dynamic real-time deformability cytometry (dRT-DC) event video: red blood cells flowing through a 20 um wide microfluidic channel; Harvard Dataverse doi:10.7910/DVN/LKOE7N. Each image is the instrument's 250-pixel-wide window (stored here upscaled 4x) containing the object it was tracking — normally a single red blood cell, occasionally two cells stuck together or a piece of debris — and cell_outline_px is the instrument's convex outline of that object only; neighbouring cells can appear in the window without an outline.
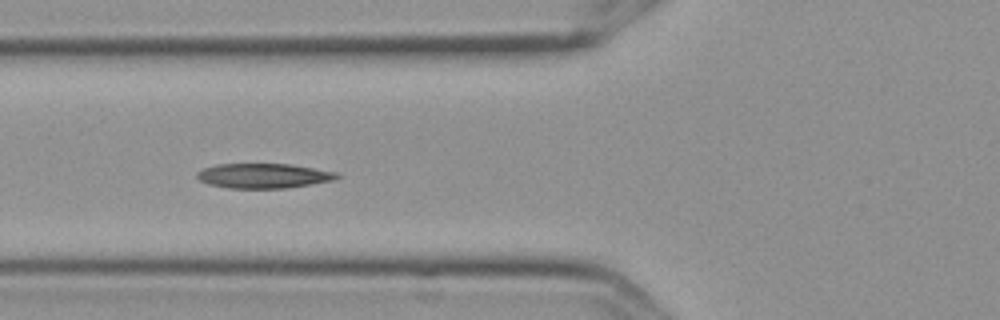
{"species": "Egyptian fruit bat (a non-hibernating species)", "species_latin": "Rousettus aegyptiacus", "temperature_condition": "cold", "stored_images_in_passage": 8, "camera_frame_rate_fps": 3000, "um_per_image_px": 0.085, "frame": {"image": 1, "passage_image": 7, "time_ms": 2.0, "image_size_px": [1000, 320], "cell_outline_px": [[340, 176], [336, 180], [288, 188], [228, 188], [208, 184], [200, 180], [196, 176], [196, 172], [204, 168], [216, 164], [292, 164], [336, 172]], "centroid_in_image_um": [22.41, 14.94], "position_along_channel_um": 103.4, "area_um2": 20.29}}
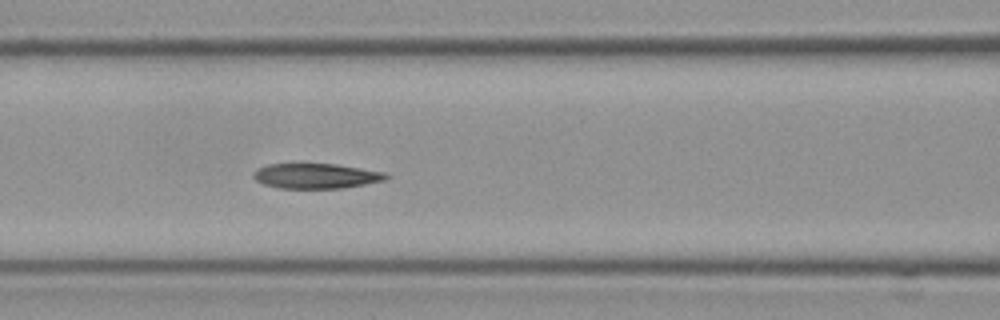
{"frame": {"image": 2, "passage_image": 8, "time_ms": 2.333, "image_size_px": [1000, 320], "cell_outline_px": [[388, 176], [384, 180], [344, 188], [276, 188], [264, 184], [256, 180], [252, 176], [252, 172], [256, 168], [268, 164], [336, 164], [384, 172]], "centroid_in_image_um": [26.79, 14.95], "position_along_channel_um": 139.8, "area_um2": 19.31}}